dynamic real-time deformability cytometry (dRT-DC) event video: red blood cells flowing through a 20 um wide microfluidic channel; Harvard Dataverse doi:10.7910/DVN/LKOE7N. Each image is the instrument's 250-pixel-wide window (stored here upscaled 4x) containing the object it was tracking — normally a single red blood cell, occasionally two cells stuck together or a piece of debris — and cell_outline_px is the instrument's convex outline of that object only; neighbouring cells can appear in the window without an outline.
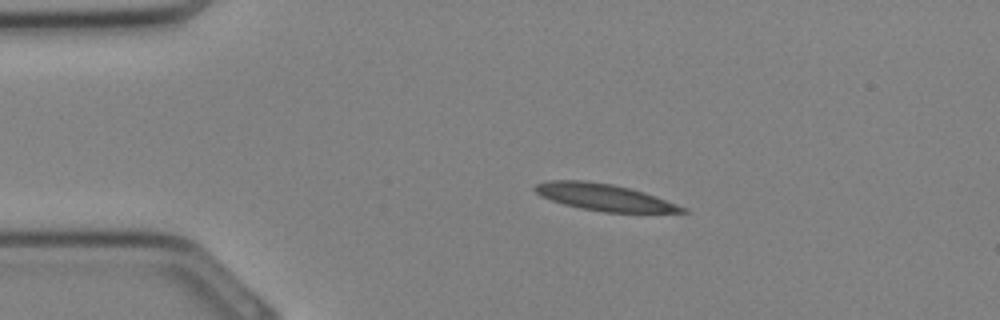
{"species": "Egyptian fruit bat (a non-hibernating species)", "species_latin": "Rousettus aegyptiacus", "temperature_condition": "cold", "stored_images_in_passage": 4, "camera_frame_rate_fps": 3000, "um_per_image_px": 0.085, "animal": {"sex": "female"}, "frame": {"image": 1, "passage_image": 1, "time_ms": 0.0, "image_size_px": [1000, 320], "cell_outline_px": [[688, 212], [604, 212], [580, 208], [564, 204], [540, 196], [532, 188], [536, 184], [548, 180], [584, 180], [612, 184], [644, 192], [656, 196], [676, 204], [684, 208]], "centroid_in_image_um": [51.29, 16.75], "position_along_channel_um": 33.7, "area_um2": 22.72}}